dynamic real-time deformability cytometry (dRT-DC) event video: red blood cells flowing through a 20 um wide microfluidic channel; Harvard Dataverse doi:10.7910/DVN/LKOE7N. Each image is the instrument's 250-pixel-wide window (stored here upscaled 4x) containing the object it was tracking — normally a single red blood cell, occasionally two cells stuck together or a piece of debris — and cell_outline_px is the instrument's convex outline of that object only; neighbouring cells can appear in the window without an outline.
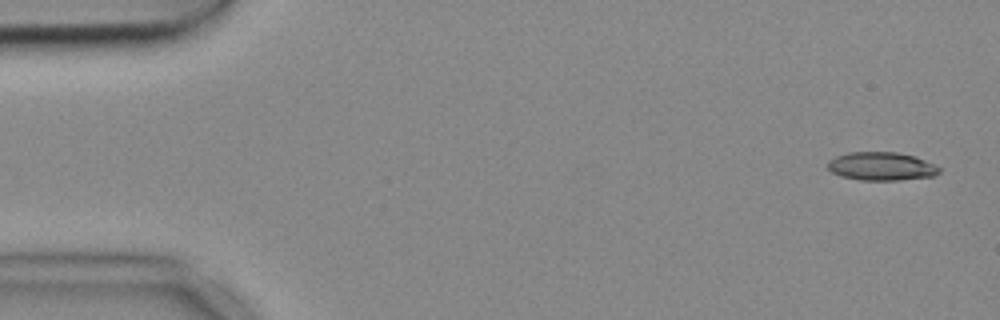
{"species": "common noctule bat (a hibernating species)", "species_latin": "Nyctalus noctula", "temperature_condition": "cold", "stored_images_in_passage": 6, "camera_frame_rate_fps": 3000, "um_per_image_px": 0.085, "animal": {"sex": "female", "body_mass_g": 18.4}, "frame": {"image": 1, "passage_image": 1, "time_ms": 0.0, "image_size_px": [1000, 320], "cell_outline_px": [[940, 172], [936, 176], [900, 180], [860, 180], [840, 176], [832, 172], [828, 168], [828, 160], [836, 156], [848, 152], [896, 152], [912, 156], [924, 160], [940, 168]], "centroid_in_image_um": [74.9, 14.14], "position_along_channel_um": 10.1, "area_um2": 18.38}}
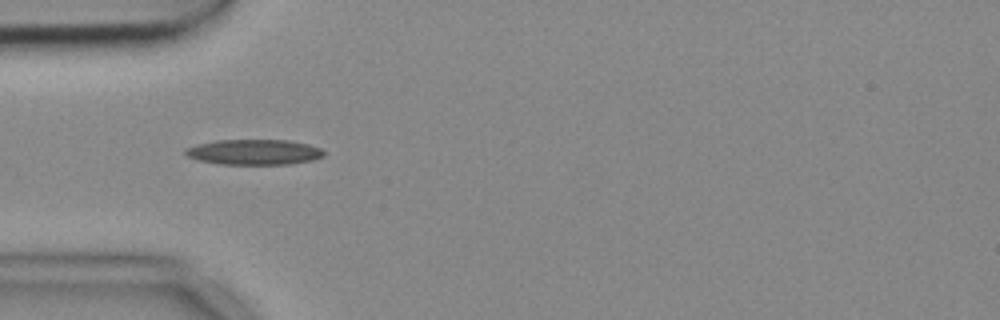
{"frame": {"image": 2, "passage_image": 5, "time_ms": 1.333, "image_size_px": [1000, 320], "cell_outline_px": [[324, 156], [312, 160], [288, 164], [220, 164], [200, 160], [188, 156], [184, 152], [184, 148], [196, 144], [216, 140], [288, 140], [308, 144], [320, 148], [324, 152]], "centroid_in_image_um": [21.58, 12.92], "position_along_channel_um": 63.4, "area_um2": 20.4}}